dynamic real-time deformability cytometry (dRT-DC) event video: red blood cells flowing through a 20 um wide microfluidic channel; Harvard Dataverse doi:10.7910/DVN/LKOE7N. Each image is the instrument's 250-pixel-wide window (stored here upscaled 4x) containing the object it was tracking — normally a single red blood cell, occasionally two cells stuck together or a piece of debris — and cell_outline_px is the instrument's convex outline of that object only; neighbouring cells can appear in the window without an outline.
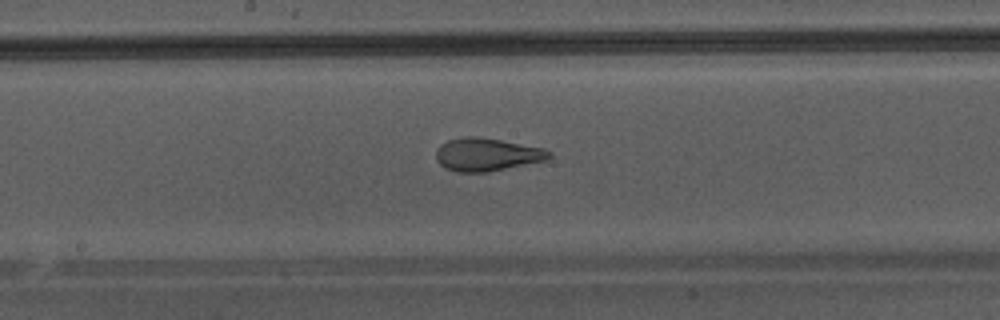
{"species": "Egyptian fruit bat (a non-hibernating species)", "species_latin": "Rousettus aegyptiacus", "temperature_condition": "warm", "stored_images_in_passage": 47, "camera_frame_rate_fps": 3000, "um_per_image_px": 0.085, "animal": {"sex": "male"}, "frame": {"image": 1, "passage_image": 27, "time_ms": 8.667, "image_size_px": [1000, 320], "cell_outline_px": [[552, 156], [548, 160], [488, 172], [456, 172], [444, 168], [436, 160], [436, 148], [440, 144], [448, 140], [464, 136], [476, 136], [500, 140], [544, 148], [552, 152]], "centroid_in_image_um": [41.38, 13.14], "position_along_channel_um": 206.8, "area_um2": 21.96}}